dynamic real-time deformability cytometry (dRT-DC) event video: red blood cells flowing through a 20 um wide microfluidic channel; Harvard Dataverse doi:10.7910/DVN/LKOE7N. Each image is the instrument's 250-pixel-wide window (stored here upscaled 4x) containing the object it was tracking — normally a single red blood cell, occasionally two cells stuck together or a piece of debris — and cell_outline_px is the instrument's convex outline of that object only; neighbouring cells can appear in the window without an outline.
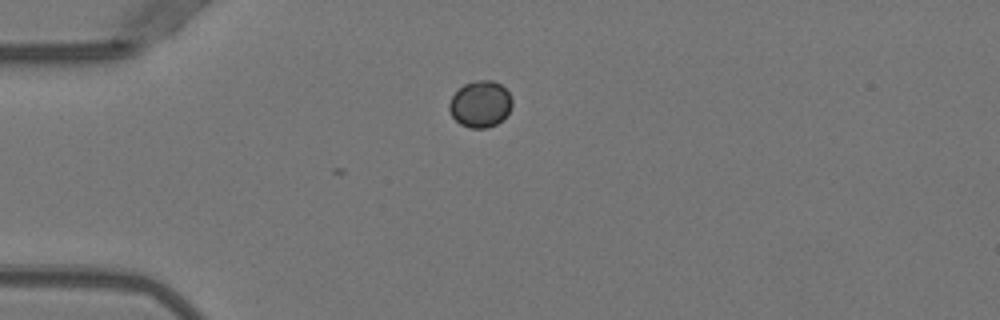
{"species": "Egyptian fruit bat (a non-hibernating species)", "species_latin": "Rousettus aegyptiacus", "temperature_condition": "warm", "stored_images_in_passage": 8, "camera_frame_rate_fps": 3000, "um_per_image_px": 0.085, "animal": {"sex": "female"}, "frame": {"image": 1, "passage_image": 1, "time_ms": 0.0, "image_size_px": [1000, 320], "cell_outline_px": [[512, 104], [508, 112], [496, 124], [488, 128], [468, 128], [460, 124], [452, 116], [448, 108], [448, 104], [452, 96], [464, 84], [476, 80], [492, 80], [500, 84], [508, 92], [512, 100]], "centroid_in_image_um": [40.8, 8.85], "position_along_channel_um": 44.2, "area_um2": 16.94}}
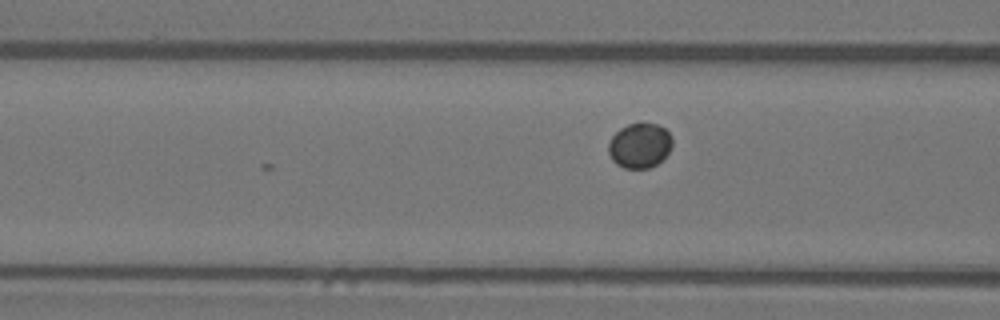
{"frame": {"image": 2, "passage_image": 8, "time_ms": 2.333, "image_size_px": [1000, 320], "cell_outline_px": [[672, 144], [668, 152], [656, 164], [648, 168], [624, 168], [616, 164], [612, 160], [608, 152], [608, 144], [612, 136], [620, 128], [628, 124], [656, 124], [664, 128], [672, 136]], "centroid_in_image_um": [54.35, 12.37], "position_along_channel_um": 112.3, "area_um2": 16.53}}